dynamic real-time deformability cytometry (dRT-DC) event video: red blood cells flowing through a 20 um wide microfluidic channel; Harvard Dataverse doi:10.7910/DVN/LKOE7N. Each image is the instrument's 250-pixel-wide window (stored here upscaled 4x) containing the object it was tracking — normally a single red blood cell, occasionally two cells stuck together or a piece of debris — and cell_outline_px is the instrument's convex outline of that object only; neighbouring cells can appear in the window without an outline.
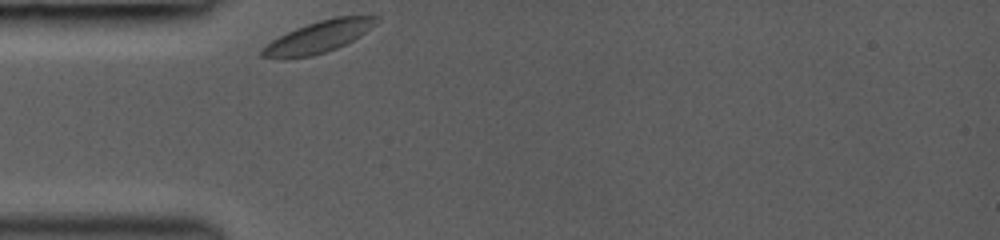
{"species": "common noctule bat (a hibernating species)", "species_latin": "Nyctalus noctula", "temperature_condition": "room temperature", "stored_images_in_passage": 39, "camera_frame_rate_fps": 3000, "um_per_image_px": 0.085, "animal": {"sex": "female", "body_mass_g": 19.0, "forearm_length_mm": 53.3}, "frame": {"image": 1, "passage_image": 1, "time_ms": 0.0, "image_size_px": [1000, 240], "cell_outline_px": [[380, 20], [360, 36], [336, 48], [312, 56], [284, 60], [260, 56], [260, 48], [272, 40], [296, 28], [320, 20], [336, 16], [380, 16]], "centroid_in_image_um": [27.03, 3.16], "position_along_channel_um": 58.0, "area_um2": 21.1}}
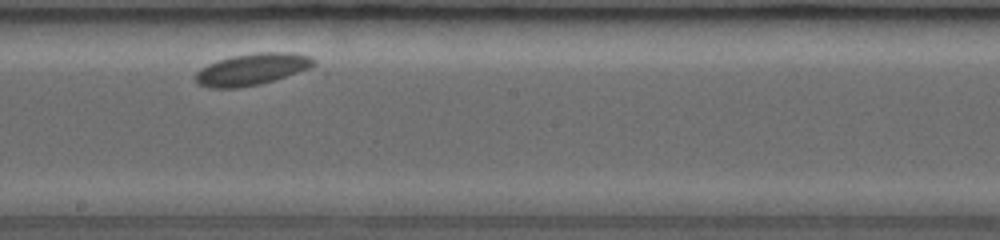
{"frame": {"image": 2, "passage_image": 14, "time_ms": 4.667, "image_size_px": [1000, 240], "cell_outline_px": [[316, 64], [308, 68], [260, 84], [240, 88], [208, 88], [200, 84], [192, 76], [200, 68], [208, 64], [232, 56], [256, 52], [292, 52], [308, 56], [316, 60]], "centroid_in_image_um": [21.37, 5.89], "position_along_channel_um": 226.8, "area_um2": 21.68}}
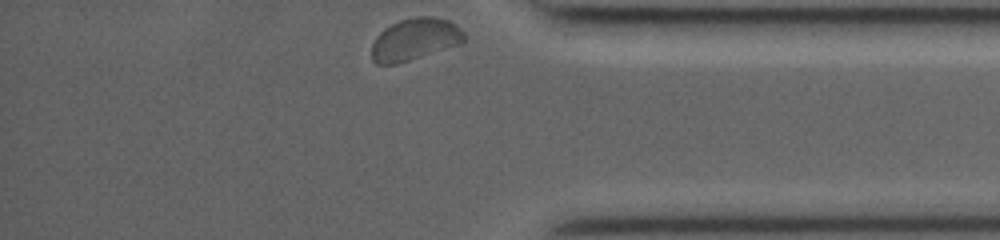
{"frame": {"image": 3, "passage_image": 38, "time_ms": 9.333, "image_size_px": [1000, 240], "cell_outline_px": [[464, 40], [460, 44], [396, 64], [376, 64], [372, 60], [372, 44], [376, 36], [384, 28], [400, 20], [416, 16], [432, 16], [448, 20], [456, 24], [464, 32]], "centroid_in_image_um": [35.25, 3.33], "position_along_channel_um": 399.9, "area_um2": 22.54}}